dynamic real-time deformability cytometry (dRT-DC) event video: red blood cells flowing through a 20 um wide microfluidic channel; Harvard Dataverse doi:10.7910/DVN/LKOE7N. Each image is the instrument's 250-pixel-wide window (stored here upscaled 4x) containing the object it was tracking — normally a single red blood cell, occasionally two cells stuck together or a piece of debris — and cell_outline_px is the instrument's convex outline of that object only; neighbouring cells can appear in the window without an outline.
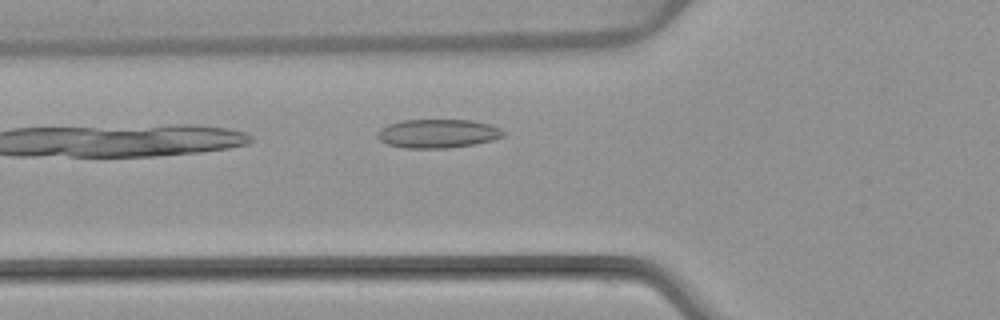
{"species": "common noctule bat (a hibernating species)", "species_latin": "Nyctalus noctula", "temperature_condition": "warm", "stored_images_in_passage": 3, "camera_frame_rate_fps": 3000, "um_per_image_px": 0.085, "animal": {"sex": "female", "body_mass_g": 22.7, "forearm_length_mm": 54.2}, "frame": {"image": 1, "passage_image": 3, "time_ms": 3.333, "image_size_px": [1000, 320], "cell_outline_px": [[504, 136], [492, 140], [476, 144], [448, 148], [404, 148], [388, 144], [380, 140], [376, 136], [376, 132], [380, 128], [388, 124], [404, 120], [472, 120], [488, 124], [500, 128], [504, 132]], "centroid_in_image_um": [37.19, 11.35], "position_along_channel_um": 88.6, "area_um2": 21.15}}